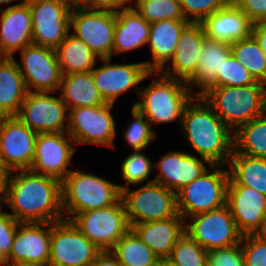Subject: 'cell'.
<instances>
[{"mask_svg": "<svg viewBox=\"0 0 266 266\" xmlns=\"http://www.w3.org/2000/svg\"><path fill=\"white\" fill-rule=\"evenodd\" d=\"M38 133L16 116L0 118V158L8 172L30 169Z\"/></svg>", "mask_w": 266, "mask_h": 266, "instance_id": "5bb4252c", "label": "cell"}, {"mask_svg": "<svg viewBox=\"0 0 266 266\" xmlns=\"http://www.w3.org/2000/svg\"><path fill=\"white\" fill-rule=\"evenodd\" d=\"M7 260L6 257L0 253V266H7Z\"/></svg>", "mask_w": 266, "mask_h": 266, "instance_id": "680465c9", "label": "cell"}, {"mask_svg": "<svg viewBox=\"0 0 266 266\" xmlns=\"http://www.w3.org/2000/svg\"><path fill=\"white\" fill-rule=\"evenodd\" d=\"M241 246L245 266H266V243L253 234L243 235Z\"/></svg>", "mask_w": 266, "mask_h": 266, "instance_id": "7bdbcfd3", "label": "cell"}, {"mask_svg": "<svg viewBox=\"0 0 266 266\" xmlns=\"http://www.w3.org/2000/svg\"><path fill=\"white\" fill-rule=\"evenodd\" d=\"M189 218L191 223L186 222V233L206 251L241 242L243 235L237 229L227 205Z\"/></svg>", "mask_w": 266, "mask_h": 266, "instance_id": "8fae6325", "label": "cell"}, {"mask_svg": "<svg viewBox=\"0 0 266 266\" xmlns=\"http://www.w3.org/2000/svg\"><path fill=\"white\" fill-rule=\"evenodd\" d=\"M227 166L228 185L247 186L266 195V158L251 157L234 149Z\"/></svg>", "mask_w": 266, "mask_h": 266, "instance_id": "4dcf8cb0", "label": "cell"}, {"mask_svg": "<svg viewBox=\"0 0 266 266\" xmlns=\"http://www.w3.org/2000/svg\"><path fill=\"white\" fill-rule=\"evenodd\" d=\"M252 35L266 55V20L253 24Z\"/></svg>", "mask_w": 266, "mask_h": 266, "instance_id": "c3c4849f", "label": "cell"}, {"mask_svg": "<svg viewBox=\"0 0 266 266\" xmlns=\"http://www.w3.org/2000/svg\"><path fill=\"white\" fill-rule=\"evenodd\" d=\"M187 20H162L150 23L149 46L152 60L143 61L150 72L160 71L172 58Z\"/></svg>", "mask_w": 266, "mask_h": 266, "instance_id": "484cf974", "label": "cell"}, {"mask_svg": "<svg viewBox=\"0 0 266 266\" xmlns=\"http://www.w3.org/2000/svg\"><path fill=\"white\" fill-rule=\"evenodd\" d=\"M132 6L149 23L186 20L179 0H133Z\"/></svg>", "mask_w": 266, "mask_h": 266, "instance_id": "d590c367", "label": "cell"}, {"mask_svg": "<svg viewBox=\"0 0 266 266\" xmlns=\"http://www.w3.org/2000/svg\"><path fill=\"white\" fill-rule=\"evenodd\" d=\"M133 116L123 134L125 142L133 151L145 150L157 138V132L147 118L134 106L131 107Z\"/></svg>", "mask_w": 266, "mask_h": 266, "instance_id": "74e56055", "label": "cell"}, {"mask_svg": "<svg viewBox=\"0 0 266 266\" xmlns=\"http://www.w3.org/2000/svg\"><path fill=\"white\" fill-rule=\"evenodd\" d=\"M71 221L101 251H111L130 230L122 198L109 207L78 213Z\"/></svg>", "mask_w": 266, "mask_h": 266, "instance_id": "ba28073f", "label": "cell"}, {"mask_svg": "<svg viewBox=\"0 0 266 266\" xmlns=\"http://www.w3.org/2000/svg\"><path fill=\"white\" fill-rule=\"evenodd\" d=\"M130 189L128 187L121 191L129 225L164 220L179 214L176 193L155 183L154 179L140 188Z\"/></svg>", "mask_w": 266, "mask_h": 266, "instance_id": "52a82bcc", "label": "cell"}, {"mask_svg": "<svg viewBox=\"0 0 266 266\" xmlns=\"http://www.w3.org/2000/svg\"><path fill=\"white\" fill-rule=\"evenodd\" d=\"M148 86H140L139 100L133 106L138 109L152 126L172 123L181 125L183 111L195 96L183 80L174 79L154 72Z\"/></svg>", "mask_w": 266, "mask_h": 266, "instance_id": "277c9868", "label": "cell"}, {"mask_svg": "<svg viewBox=\"0 0 266 266\" xmlns=\"http://www.w3.org/2000/svg\"><path fill=\"white\" fill-rule=\"evenodd\" d=\"M215 114L234 132L266 112V84L208 88L202 95Z\"/></svg>", "mask_w": 266, "mask_h": 266, "instance_id": "3957f363", "label": "cell"}, {"mask_svg": "<svg viewBox=\"0 0 266 266\" xmlns=\"http://www.w3.org/2000/svg\"><path fill=\"white\" fill-rule=\"evenodd\" d=\"M55 51L62 75L90 72L100 60L85 42L71 33L66 36Z\"/></svg>", "mask_w": 266, "mask_h": 266, "instance_id": "1f68e13d", "label": "cell"}, {"mask_svg": "<svg viewBox=\"0 0 266 266\" xmlns=\"http://www.w3.org/2000/svg\"><path fill=\"white\" fill-rule=\"evenodd\" d=\"M93 0H66L71 10L74 9H92Z\"/></svg>", "mask_w": 266, "mask_h": 266, "instance_id": "681fc988", "label": "cell"}, {"mask_svg": "<svg viewBox=\"0 0 266 266\" xmlns=\"http://www.w3.org/2000/svg\"><path fill=\"white\" fill-rule=\"evenodd\" d=\"M255 82L256 80L250 74L249 70L230 54L223 61L221 69H218L215 82L209 88L221 86H245L254 84Z\"/></svg>", "mask_w": 266, "mask_h": 266, "instance_id": "ab89813d", "label": "cell"}, {"mask_svg": "<svg viewBox=\"0 0 266 266\" xmlns=\"http://www.w3.org/2000/svg\"><path fill=\"white\" fill-rule=\"evenodd\" d=\"M131 4L133 0H93L92 9L118 13L133 7Z\"/></svg>", "mask_w": 266, "mask_h": 266, "instance_id": "bcb514c9", "label": "cell"}, {"mask_svg": "<svg viewBox=\"0 0 266 266\" xmlns=\"http://www.w3.org/2000/svg\"><path fill=\"white\" fill-rule=\"evenodd\" d=\"M205 165L210 167L212 164L189 152L169 151L153 165V168L159 171L153 179L155 183L177 193L201 176L208 169Z\"/></svg>", "mask_w": 266, "mask_h": 266, "instance_id": "ffe728a7", "label": "cell"}, {"mask_svg": "<svg viewBox=\"0 0 266 266\" xmlns=\"http://www.w3.org/2000/svg\"><path fill=\"white\" fill-rule=\"evenodd\" d=\"M158 266H177V265L173 264L172 262H170L167 259H161L158 262Z\"/></svg>", "mask_w": 266, "mask_h": 266, "instance_id": "9f6ffc18", "label": "cell"}, {"mask_svg": "<svg viewBox=\"0 0 266 266\" xmlns=\"http://www.w3.org/2000/svg\"><path fill=\"white\" fill-rule=\"evenodd\" d=\"M181 128L186 141L198 157L208 160L212 165L228 164L234 150V131L201 96H194L186 105Z\"/></svg>", "mask_w": 266, "mask_h": 266, "instance_id": "7a4b0ae2", "label": "cell"}, {"mask_svg": "<svg viewBox=\"0 0 266 266\" xmlns=\"http://www.w3.org/2000/svg\"><path fill=\"white\" fill-rule=\"evenodd\" d=\"M186 220L178 214L164 220L131 224L130 229L161 259H167L177 241L186 233Z\"/></svg>", "mask_w": 266, "mask_h": 266, "instance_id": "cb8c5ba5", "label": "cell"}, {"mask_svg": "<svg viewBox=\"0 0 266 266\" xmlns=\"http://www.w3.org/2000/svg\"><path fill=\"white\" fill-rule=\"evenodd\" d=\"M59 91L68 110L75 107H94L106 103L95 86L91 72L62 75Z\"/></svg>", "mask_w": 266, "mask_h": 266, "instance_id": "f546056e", "label": "cell"}, {"mask_svg": "<svg viewBox=\"0 0 266 266\" xmlns=\"http://www.w3.org/2000/svg\"><path fill=\"white\" fill-rule=\"evenodd\" d=\"M242 235L253 234L266 217V195L242 185H228L227 204Z\"/></svg>", "mask_w": 266, "mask_h": 266, "instance_id": "44dd1931", "label": "cell"}, {"mask_svg": "<svg viewBox=\"0 0 266 266\" xmlns=\"http://www.w3.org/2000/svg\"><path fill=\"white\" fill-rule=\"evenodd\" d=\"M33 44L56 49L70 33L66 0H44L30 6Z\"/></svg>", "mask_w": 266, "mask_h": 266, "instance_id": "e0dca14e", "label": "cell"}, {"mask_svg": "<svg viewBox=\"0 0 266 266\" xmlns=\"http://www.w3.org/2000/svg\"><path fill=\"white\" fill-rule=\"evenodd\" d=\"M231 54L256 81L266 84V55L253 35L230 44Z\"/></svg>", "mask_w": 266, "mask_h": 266, "instance_id": "e575fe53", "label": "cell"}, {"mask_svg": "<svg viewBox=\"0 0 266 266\" xmlns=\"http://www.w3.org/2000/svg\"><path fill=\"white\" fill-rule=\"evenodd\" d=\"M230 0H179L187 21L201 23L207 16L224 7Z\"/></svg>", "mask_w": 266, "mask_h": 266, "instance_id": "60d3db41", "label": "cell"}, {"mask_svg": "<svg viewBox=\"0 0 266 266\" xmlns=\"http://www.w3.org/2000/svg\"><path fill=\"white\" fill-rule=\"evenodd\" d=\"M260 241L266 243V217L261 222L260 227L253 233Z\"/></svg>", "mask_w": 266, "mask_h": 266, "instance_id": "f907efd6", "label": "cell"}, {"mask_svg": "<svg viewBox=\"0 0 266 266\" xmlns=\"http://www.w3.org/2000/svg\"><path fill=\"white\" fill-rule=\"evenodd\" d=\"M18 63L28 92H58L62 72L55 49L31 44L20 50Z\"/></svg>", "mask_w": 266, "mask_h": 266, "instance_id": "9a60e30c", "label": "cell"}, {"mask_svg": "<svg viewBox=\"0 0 266 266\" xmlns=\"http://www.w3.org/2000/svg\"><path fill=\"white\" fill-rule=\"evenodd\" d=\"M90 266H123L111 251H101Z\"/></svg>", "mask_w": 266, "mask_h": 266, "instance_id": "7dc6e473", "label": "cell"}, {"mask_svg": "<svg viewBox=\"0 0 266 266\" xmlns=\"http://www.w3.org/2000/svg\"><path fill=\"white\" fill-rule=\"evenodd\" d=\"M100 252L71 220L51 222L48 266H90Z\"/></svg>", "mask_w": 266, "mask_h": 266, "instance_id": "30bf717a", "label": "cell"}, {"mask_svg": "<svg viewBox=\"0 0 266 266\" xmlns=\"http://www.w3.org/2000/svg\"><path fill=\"white\" fill-rule=\"evenodd\" d=\"M13 1L15 2V1H17V0H0V9H2L1 8V5H8V4H11L12 3V5L10 6H7V7H13V6H17V5H20V3H16V4H13Z\"/></svg>", "mask_w": 266, "mask_h": 266, "instance_id": "11a10c76", "label": "cell"}, {"mask_svg": "<svg viewBox=\"0 0 266 266\" xmlns=\"http://www.w3.org/2000/svg\"><path fill=\"white\" fill-rule=\"evenodd\" d=\"M111 252L123 266H158L160 260L131 229L118 240Z\"/></svg>", "mask_w": 266, "mask_h": 266, "instance_id": "836d02e7", "label": "cell"}, {"mask_svg": "<svg viewBox=\"0 0 266 266\" xmlns=\"http://www.w3.org/2000/svg\"><path fill=\"white\" fill-rule=\"evenodd\" d=\"M144 150L134 151L124 158L121 166V175L126 181L125 185H119V190L130 187V185L136 186L145 183L152 174L153 162L150 157L143 153Z\"/></svg>", "mask_w": 266, "mask_h": 266, "instance_id": "8d00e7d4", "label": "cell"}, {"mask_svg": "<svg viewBox=\"0 0 266 266\" xmlns=\"http://www.w3.org/2000/svg\"><path fill=\"white\" fill-rule=\"evenodd\" d=\"M33 44L31 9L17 5L0 9V57H14V53Z\"/></svg>", "mask_w": 266, "mask_h": 266, "instance_id": "603a6c76", "label": "cell"}, {"mask_svg": "<svg viewBox=\"0 0 266 266\" xmlns=\"http://www.w3.org/2000/svg\"><path fill=\"white\" fill-rule=\"evenodd\" d=\"M50 94L28 92L16 117L36 133H65L68 109L60 94Z\"/></svg>", "mask_w": 266, "mask_h": 266, "instance_id": "4fadbf2b", "label": "cell"}, {"mask_svg": "<svg viewBox=\"0 0 266 266\" xmlns=\"http://www.w3.org/2000/svg\"><path fill=\"white\" fill-rule=\"evenodd\" d=\"M112 58H102L99 68H93L90 72L95 86L106 103L115 104L117 98L134 88L139 96L140 87L137 85L147 77L153 76L143 61L138 63L112 64Z\"/></svg>", "mask_w": 266, "mask_h": 266, "instance_id": "2e32d148", "label": "cell"}, {"mask_svg": "<svg viewBox=\"0 0 266 266\" xmlns=\"http://www.w3.org/2000/svg\"><path fill=\"white\" fill-rule=\"evenodd\" d=\"M7 266H46V265L32 264V263H8Z\"/></svg>", "mask_w": 266, "mask_h": 266, "instance_id": "db71d44e", "label": "cell"}, {"mask_svg": "<svg viewBox=\"0 0 266 266\" xmlns=\"http://www.w3.org/2000/svg\"><path fill=\"white\" fill-rule=\"evenodd\" d=\"M19 222L4 210L0 214V253L6 258L10 255Z\"/></svg>", "mask_w": 266, "mask_h": 266, "instance_id": "ee69618b", "label": "cell"}, {"mask_svg": "<svg viewBox=\"0 0 266 266\" xmlns=\"http://www.w3.org/2000/svg\"><path fill=\"white\" fill-rule=\"evenodd\" d=\"M17 172L8 173L5 204L10 207L9 214L16 221L42 223L65 219L59 179L37 174L30 169Z\"/></svg>", "mask_w": 266, "mask_h": 266, "instance_id": "6da1fadb", "label": "cell"}, {"mask_svg": "<svg viewBox=\"0 0 266 266\" xmlns=\"http://www.w3.org/2000/svg\"><path fill=\"white\" fill-rule=\"evenodd\" d=\"M8 171H0V196H6Z\"/></svg>", "mask_w": 266, "mask_h": 266, "instance_id": "816d5d0a", "label": "cell"}, {"mask_svg": "<svg viewBox=\"0 0 266 266\" xmlns=\"http://www.w3.org/2000/svg\"><path fill=\"white\" fill-rule=\"evenodd\" d=\"M74 145L67 132L38 133L30 170L62 181L72 171L68 166L76 152Z\"/></svg>", "mask_w": 266, "mask_h": 266, "instance_id": "ac0fdd59", "label": "cell"}, {"mask_svg": "<svg viewBox=\"0 0 266 266\" xmlns=\"http://www.w3.org/2000/svg\"><path fill=\"white\" fill-rule=\"evenodd\" d=\"M230 54L229 43L205 38L196 71L186 81L195 96L202 95L215 82L218 69H221L223 61ZM194 87H197V92L193 90Z\"/></svg>", "mask_w": 266, "mask_h": 266, "instance_id": "4316f807", "label": "cell"}, {"mask_svg": "<svg viewBox=\"0 0 266 266\" xmlns=\"http://www.w3.org/2000/svg\"><path fill=\"white\" fill-rule=\"evenodd\" d=\"M234 149L251 157L266 158V112L234 132Z\"/></svg>", "mask_w": 266, "mask_h": 266, "instance_id": "d6a6232c", "label": "cell"}, {"mask_svg": "<svg viewBox=\"0 0 266 266\" xmlns=\"http://www.w3.org/2000/svg\"><path fill=\"white\" fill-rule=\"evenodd\" d=\"M44 0H20V5L32 6Z\"/></svg>", "mask_w": 266, "mask_h": 266, "instance_id": "f5cc1de1", "label": "cell"}, {"mask_svg": "<svg viewBox=\"0 0 266 266\" xmlns=\"http://www.w3.org/2000/svg\"><path fill=\"white\" fill-rule=\"evenodd\" d=\"M114 104L94 107H75L68 110L67 133L76 145H102L113 149L117 136L115 119L111 113Z\"/></svg>", "mask_w": 266, "mask_h": 266, "instance_id": "9c48e42d", "label": "cell"}, {"mask_svg": "<svg viewBox=\"0 0 266 266\" xmlns=\"http://www.w3.org/2000/svg\"><path fill=\"white\" fill-rule=\"evenodd\" d=\"M3 203L4 204H6V196H0V214H2L4 211V209H2L3 208Z\"/></svg>", "mask_w": 266, "mask_h": 266, "instance_id": "6f0895ef", "label": "cell"}, {"mask_svg": "<svg viewBox=\"0 0 266 266\" xmlns=\"http://www.w3.org/2000/svg\"><path fill=\"white\" fill-rule=\"evenodd\" d=\"M150 23L134 7L116 13L112 56L147 45Z\"/></svg>", "mask_w": 266, "mask_h": 266, "instance_id": "83f0119b", "label": "cell"}, {"mask_svg": "<svg viewBox=\"0 0 266 266\" xmlns=\"http://www.w3.org/2000/svg\"><path fill=\"white\" fill-rule=\"evenodd\" d=\"M222 167L227 165H211L176 193L177 211L186 221L193 215L217 210L227 204L229 172Z\"/></svg>", "mask_w": 266, "mask_h": 266, "instance_id": "8992f818", "label": "cell"}, {"mask_svg": "<svg viewBox=\"0 0 266 266\" xmlns=\"http://www.w3.org/2000/svg\"><path fill=\"white\" fill-rule=\"evenodd\" d=\"M205 38L202 24L190 22L181 32L172 58L159 72L186 82L196 71Z\"/></svg>", "mask_w": 266, "mask_h": 266, "instance_id": "7402d4cb", "label": "cell"}, {"mask_svg": "<svg viewBox=\"0 0 266 266\" xmlns=\"http://www.w3.org/2000/svg\"><path fill=\"white\" fill-rule=\"evenodd\" d=\"M51 222L19 223L7 263H32L48 266Z\"/></svg>", "mask_w": 266, "mask_h": 266, "instance_id": "d6986e66", "label": "cell"}, {"mask_svg": "<svg viewBox=\"0 0 266 266\" xmlns=\"http://www.w3.org/2000/svg\"><path fill=\"white\" fill-rule=\"evenodd\" d=\"M253 22L266 20V0H230Z\"/></svg>", "mask_w": 266, "mask_h": 266, "instance_id": "f6af8a7d", "label": "cell"}, {"mask_svg": "<svg viewBox=\"0 0 266 266\" xmlns=\"http://www.w3.org/2000/svg\"><path fill=\"white\" fill-rule=\"evenodd\" d=\"M0 171H7L1 161V158H0Z\"/></svg>", "mask_w": 266, "mask_h": 266, "instance_id": "91938a15", "label": "cell"}, {"mask_svg": "<svg viewBox=\"0 0 266 266\" xmlns=\"http://www.w3.org/2000/svg\"><path fill=\"white\" fill-rule=\"evenodd\" d=\"M207 266H245L241 243L207 251Z\"/></svg>", "mask_w": 266, "mask_h": 266, "instance_id": "b9f144b4", "label": "cell"}, {"mask_svg": "<svg viewBox=\"0 0 266 266\" xmlns=\"http://www.w3.org/2000/svg\"><path fill=\"white\" fill-rule=\"evenodd\" d=\"M116 13L74 9L70 13V31L100 58H112ZM73 29V30H72Z\"/></svg>", "mask_w": 266, "mask_h": 266, "instance_id": "7c38bea8", "label": "cell"}, {"mask_svg": "<svg viewBox=\"0 0 266 266\" xmlns=\"http://www.w3.org/2000/svg\"><path fill=\"white\" fill-rule=\"evenodd\" d=\"M207 251L185 233L167 258L177 266H207Z\"/></svg>", "mask_w": 266, "mask_h": 266, "instance_id": "f35d334b", "label": "cell"}, {"mask_svg": "<svg viewBox=\"0 0 266 266\" xmlns=\"http://www.w3.org/2000/svg\"><path fill=\"white\" fill-rule=\"evenodd\" d=\"M28 91L15 57H0V116H16Z\"/></svg>", "mask_w": 266, "mask_h": 266, "instance_id": "f1b7e54d", "label": "cell"}, {"mask_svg": "<svg viewBox=\"0 0 266 266\" xmlns=\"http://www.w3.org/2000/svg\"><path fill=\"white\" fill-rule=\"evenodd\" d=\"M61 193L67 220L78 213L109 207L121 198L118 184L83 170H72L61 181Z\"/></svg>", "mask_w": 266, "mask_h": 266, "instance_id": "5b68a950", "label": "cell"}, {"mask_svg": "<svg viewBox=\"0 0 266 266\" xmlns=\"http://www.w3.org/2000/svg\"><path fill=\"white\" fill-rule=\"evenodd\" d=\"M201 24L207 38L232 44L251 36L254 23L229 1Z\"/></svg>", "mask_w": 266, "mask_h": 266, "instance_id": "d4e9b609", "label": "cell"}]
</instances>
